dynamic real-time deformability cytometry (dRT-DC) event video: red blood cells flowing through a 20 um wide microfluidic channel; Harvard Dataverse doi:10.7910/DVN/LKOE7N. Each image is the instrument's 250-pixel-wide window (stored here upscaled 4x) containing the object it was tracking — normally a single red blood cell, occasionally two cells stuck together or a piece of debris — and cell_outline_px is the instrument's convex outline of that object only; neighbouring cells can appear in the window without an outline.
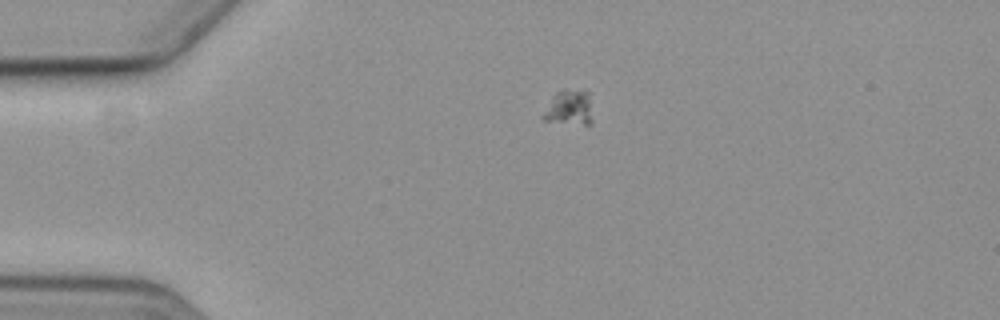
{"species": "common noctule bat (a hibernating species)", "species_latin": "Nyctalus noctula", "temperature_condition": "cold", "stored_images_in_passage": 13, "camera_frame_rate_fps": 3000, "um_per_image_px": 0.085, "animal": {"sex": "female", "body_mass_g": 19.3, "forearm_length_mm": 54.1}, "frame": {"image": 1, "passage_image": 2, "time_ms": 1.333, "image_size_px": [1000, 320], "cell_outline_px": [[592, 120], [588, 124], [584, 124], [544, 120], [540, 116], [552, 96], [556, 92], [564, 88], [568, 88], [588, 92]], "centroid_in_image_um": [48.33, 9.12], "position_along_channel_um": 36.7, "area_um2": 10.06}}
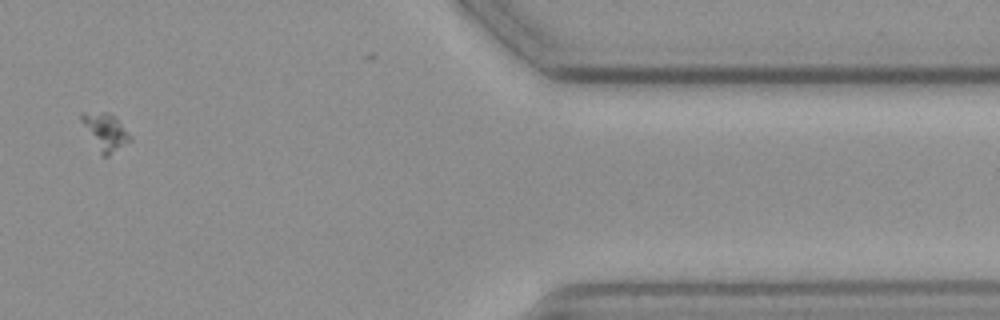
{"frame": {"image": 2, "passage_image": 12, "time_ms": 14.0, "image_size_px": [1000, 320], "cell_outline_px": [[132, 140], [108, 156], [100, 156], [80, 120], [80, 112], [108, 112], [116, 116], [132, 136]], "centroid_in_image_um": [8.95, 11.2], "position_along_channel_um": 402.5, "area_um2": 10.81}}